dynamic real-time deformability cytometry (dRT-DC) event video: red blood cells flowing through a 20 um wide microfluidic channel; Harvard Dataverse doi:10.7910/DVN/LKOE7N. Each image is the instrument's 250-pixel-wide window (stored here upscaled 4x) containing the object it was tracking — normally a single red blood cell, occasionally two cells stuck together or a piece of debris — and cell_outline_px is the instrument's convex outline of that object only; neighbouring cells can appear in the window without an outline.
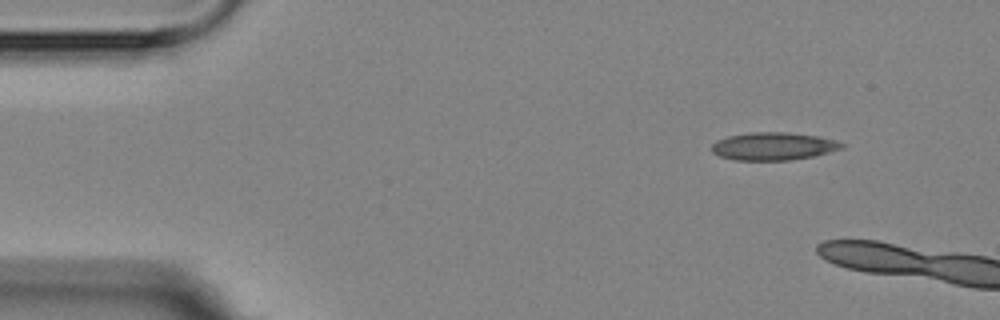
{"species": "Egyptian fruit bat (a non-hibernating species)", "species_latin": "Rousettus aegyptiacus", "temperature_condition": "room temperature", "stored_images_in_passage": 2, "camera_frame_rate_fps": 3000, "um_per_image_px": 0.085, "animal": {"sex": "female"}, "frame": {"image": 1, "passage_image": 1, "time_ms": 0.0, "image_size_px": [1000, 320], "cell_outline_px": [[844, 148], [812, 156], [792, 160], [736, 160], [720, 156], [712, 152], [712, 144], [716, 140], [728, 136], [752, 132], [784, 132], [816, 136], [836, 140], [844, 144]], "centroid_in_image_um": [65.72, 12.43], "position_along_channel_um": 19.3, "area_um2": 20.92}}